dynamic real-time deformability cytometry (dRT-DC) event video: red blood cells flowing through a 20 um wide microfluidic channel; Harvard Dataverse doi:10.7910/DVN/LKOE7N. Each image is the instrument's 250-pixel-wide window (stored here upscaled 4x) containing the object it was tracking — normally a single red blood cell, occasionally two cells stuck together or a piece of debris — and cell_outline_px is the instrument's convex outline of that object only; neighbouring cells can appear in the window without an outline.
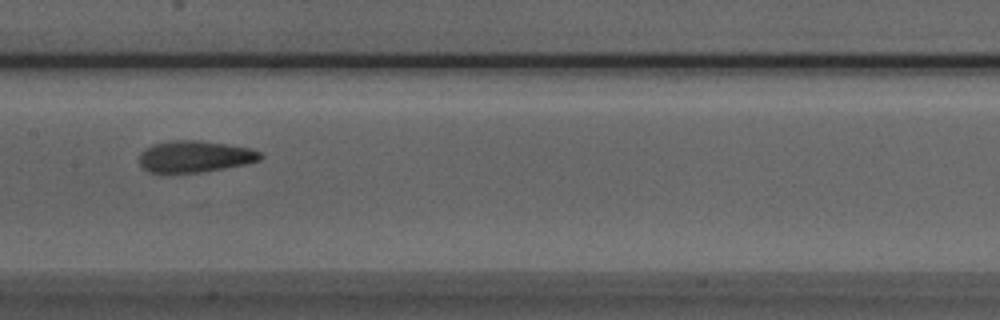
{"species": "Egyptian fruit bat (a non-hibernating species)", "species_latin": "Rousettus aegyptiacus", "temperature_condition": "room temperature", "stored_images_in_passage": 9, "camera_frame_rate_fps": 3000, "um_per_image_px": 0.085, "animal": {"sex": "male"}, "frame": {"image": 1, "passage_image": 9, "time_ms": 2.667, "image_size_px": [1000, 320], "cell_outline_px": [[264, 156], [260, 160], [244, 164], [204, 172], [148, 172], [140, 164], [140, 152], [144, 148], [152, 144], [172, 140], [200, 140], [248, 148], [260, 152]], "centroid_in_image_um": [16.54, 13.29], "position_along_channel_um": 190.9, "area_um2": 22.14}}